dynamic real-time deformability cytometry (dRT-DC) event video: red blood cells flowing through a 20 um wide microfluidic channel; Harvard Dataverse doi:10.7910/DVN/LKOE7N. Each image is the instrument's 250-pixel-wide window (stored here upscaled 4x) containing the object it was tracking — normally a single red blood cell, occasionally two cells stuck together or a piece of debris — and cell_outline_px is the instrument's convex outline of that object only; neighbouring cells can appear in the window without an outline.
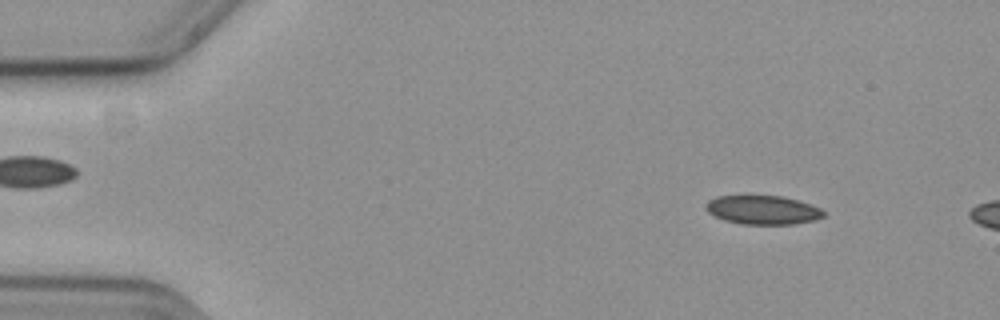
{"species": "common noctule bat (a hibernating species)", "species_latin": "Nyctalus noctula", "temperature_condition": "cold", "stored_images_in_passage": 16, "camera_frame_rate_fps": 3000, "um_per_image_px": 0.085, "animal": {"sex": "female", "body_mass_g": 19.3, "forearm_length_mm": 54.1}, "frame": {"image": 1, "passage_image": 6, "time_ms": 1.667, "image_size_px": [1000, 320], "cell_outline_px": [[824, 216], [816, 220], [792, 224], [740, 224], [724, 220], [712, 216], [704, 208], [704, 204], [708, 200], [716, 196], [780, 196], [796, 200], [820, 208], [824, 212]], "centroid_in_image_um": [64.77, 17.85], "position_along_channel_um": 20.2, "area_um2": 19.83}}